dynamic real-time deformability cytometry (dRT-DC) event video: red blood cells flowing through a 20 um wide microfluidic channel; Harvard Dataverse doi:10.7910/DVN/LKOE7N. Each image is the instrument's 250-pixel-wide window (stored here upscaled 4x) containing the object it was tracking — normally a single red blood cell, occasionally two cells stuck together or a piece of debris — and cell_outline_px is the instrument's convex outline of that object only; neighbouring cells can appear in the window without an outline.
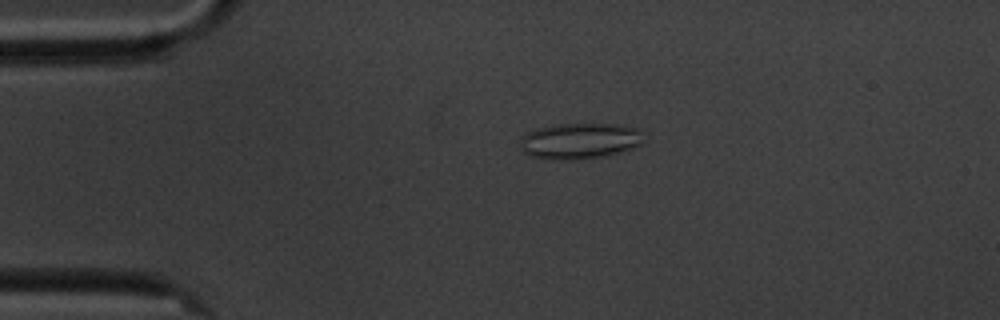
{"species": "common noctule bat (a hibernating species)", "species_latin": "Nyctalus noctula", "temperature_condition": "cold", "stored_images_in_passage": 6, "camera_frame_rate_fps": 3000, "um_per_image_px": 0.085, "animal": {"sex": "male", "body_mass_g": 20.1, "forearm_length_mm": 53.5}, "frame": {"image": 1, "passage_image": 6, "time_ms": 5.667, "image_size_px": [1000, 320], "cell_outline_px": [[640, 144], [632, 148], [620, 152], [604, 156], [568, 160], [552, 160], [532, 156], [524, 152], [520, 148], [520, 140], [528, 132], [536, 128], [556, 124], [620, 124], [640, 128]], "centroid_in_image_um": [49.25, 11.97], "position_along_channel_um": 35.8, "area_um2": 25.78}}